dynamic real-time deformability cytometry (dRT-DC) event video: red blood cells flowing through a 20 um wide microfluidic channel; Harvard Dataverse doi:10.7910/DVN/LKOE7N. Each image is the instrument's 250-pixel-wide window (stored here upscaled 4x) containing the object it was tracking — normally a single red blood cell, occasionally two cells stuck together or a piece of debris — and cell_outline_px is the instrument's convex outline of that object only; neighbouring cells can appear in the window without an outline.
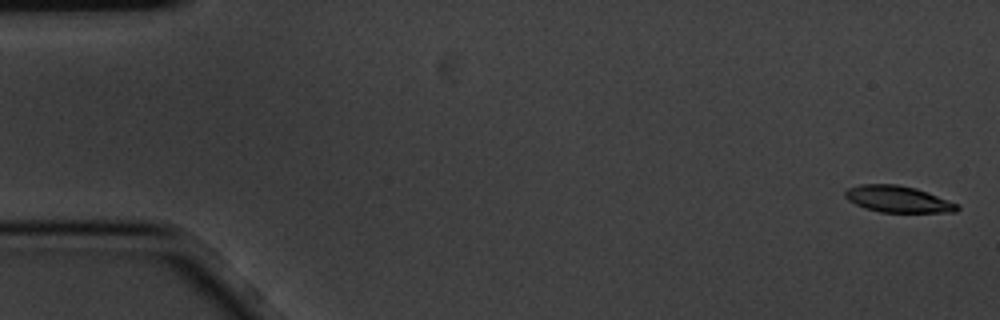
{"species": "common noctule bat (a hibernating species)", "species_latin": "Nyctalus noctula", "temperature_condition": "cold", "stored_images_in_passage": 5, "camera_frame_rate_fps": 3000, "um_per_image_px": 0.085, "animal": {"sex": "male", "body_mass_g": 20.1, "forearm_length_mm": 53.5}, "frame": {"image": 1, "passage_image": 1, "time_ms": 0.0, "image_size_px": [1000, 320], "cell_outline_px": [[960, 208], [956, 212], [880, 212], [864, 208], [848, 200], [844, 196], [844, 192], [848, 188], [860, 184], [896, 184], [916, 188], [956, 204]], "centroid_in_image_um": [76.26, 16.92], "position_along_channel_um": 8.7, "area_um2": 17.11}}
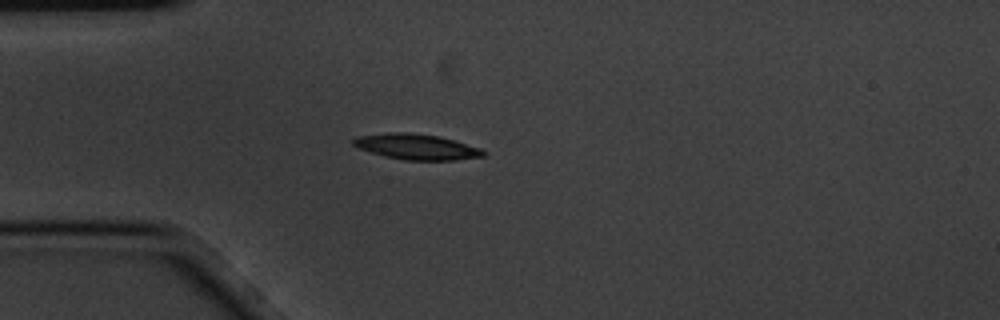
{"frame": {"image": 2, "passage_image": 5, "time_ms": 1.333, "image_size_px": [1000, 320], "cell_outline_px": [[488, 152], [484, 156], [456, 160], [404, 160], [384, 156], [360, 148], [352, 144], [348, 140], [356, 136], [388, 132], [408, 132], [440, 136], [480, 148]], "centroid_in_image_um": [35.38, 12.46], "position_along_channel_um": 49.6, "area_um2": 19.54}}